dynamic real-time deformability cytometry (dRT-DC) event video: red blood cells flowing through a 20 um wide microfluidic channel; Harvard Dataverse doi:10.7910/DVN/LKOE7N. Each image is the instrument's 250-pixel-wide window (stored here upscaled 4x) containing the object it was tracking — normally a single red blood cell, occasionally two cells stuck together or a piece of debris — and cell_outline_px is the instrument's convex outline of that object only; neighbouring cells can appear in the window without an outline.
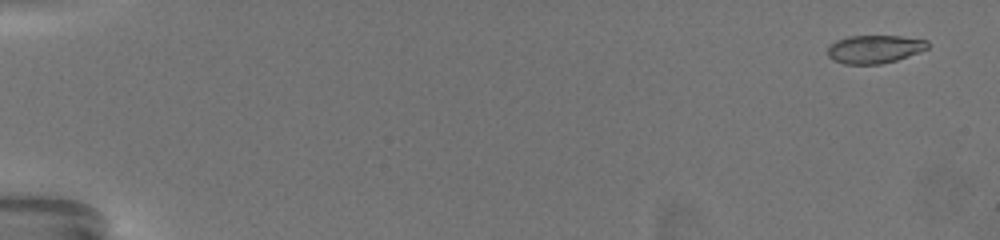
{"species": "common noctule bat (a hibernating species)", "species_latin": "Nyctalus noctula", "temperature_condition": "warm", "stored_images_in_passage": 64, "camera_frame_rate_fps": 3000, "um_per_image_px": 0.085, "animal": {"sex": "female", "body_mass_g": 19.5, "forearm_length_mm": 54.1}, "frame": {"image": 1, "passage_image": 4, "time_ms": 1.0, "image_size_px": [1000, 240], "cell_outline_px": [[928, 48], [896, 60], [880, 64], [844, 64], [828, 56], [828, 48], [836, 40], [848, 36], [900, 36], [928, 40]], "centroid_in_image_um": [74.33, 4.17], "position_along_channel_um": 10.7, "area_um2": 16.18}}
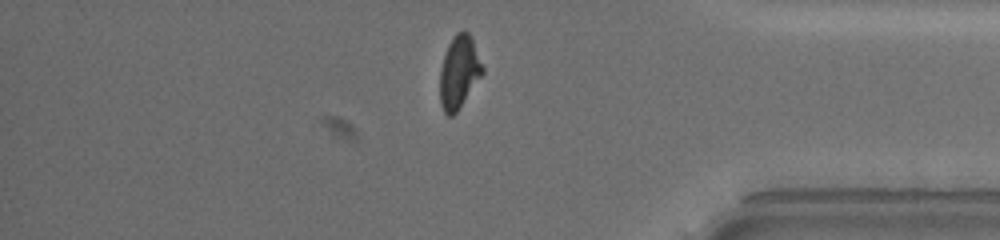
{"frame": {"image": 2, "passage_image": 55, "time_ms": 18.0, "image_size_px": [1000, 240], "cell_outline_px": [[484, 72], [456, 112], [452, 116], [448, 116], [444, 112], [440, 104], [440, 68], [448, 44], [456, 32], [468, 32], [472, 40], [484, 68]], "centroid_in_image_um": [39.0, 6.14], "position_along_channel_um": 396.2, "area_um2": 17.74}}
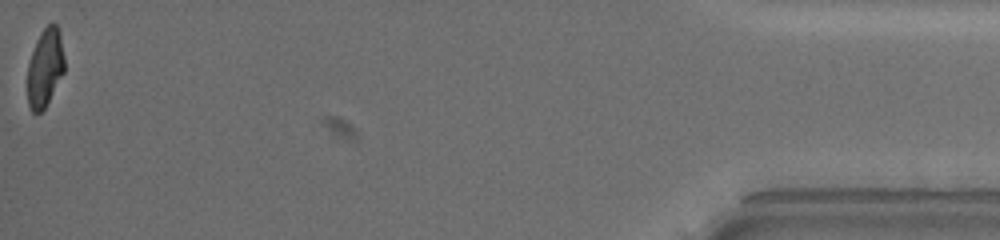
{"frame": {"image": 3, "passage_image": 64, "time_ms": 21.0, "image_size_px": [1000, 240], "cell_outline_px": [[64, 72], [44, 108], [40, 112], [32, 112], [28, 104], [28, 64], [36, 40], [44, 28], [52, 20], [60, 28], [64, 56]], "centroid_in_image_um": [3.84, 5.69], "position_along_channel_um": 431.4, "area_um2": 16.82}, "authors_computed_cell_mechanics": {"area_um2": 17.7157, "velocity_mm_per_s": 3.4473, "shape_relaxation_time_tau1_ms": 5.2194, "shape_relaxation_time_tau2_ms": 1.2335, "deformation_change_tau1": 0.1908, "deformation_change_tau2": 0.0718}}